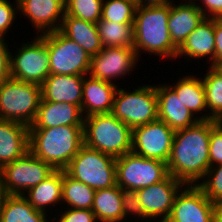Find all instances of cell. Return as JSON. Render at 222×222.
Listing matches in <instances>:
<instances>
[{
    "label": "cell",
    "instance_id": "1",
    "mask_svg": "<svg viewBox=\"0 0 222 222\" xmlns=\"http://www.w3.org/2000/svg\"><path fill=\"white\" fill-rule=\"evenodd\" d=\"M217 123L218 120L199 121L175 131L167 161L170 175L187 185H197L201 181L210 167V132Z\"/></svg>",
    "mask_w": 222,
    "mask_h": 222
},
{
    "label": "cell",
    "instance_id": "2",
    "mask_svg": "<svg viewBox=\"0 0 222 222\" xmlns=\"http://www.w3.org/2000/svg\"><path fill=\"white\" fill-rule=\"evenodd\" d=\"M169 15L170 4L137 6L133 23V47L138 57L141 56L143 51V53L160 56L159 58L162 57L163 59L167 58V60L176 59L178 48L170 37L168 28Z\"/></svg>",
    "mask_w": 222,
    "mask_h": 222
},
{
    "label": "cell",
    "instance_id": "3",
    "mask_svg": "<svg viewBox=\"0 0 222 222\" xmlns=\"http://www.w3.org/2000/svg\"><path fill=\"white\" fill-rule=\"evenodd\" d=\"M83 145V126L29 128V151L55 170H64Z\"/></svg>",
    "mask_w": 222,
    "mask_h": 222
},
{
    "label": "cell",
    "instance_id": "4",
    "mask_svg": "<svg viewBox=\"0 0 222 222\" xmlns=\"http://www.w3.org/2000/svg\"><path fill=\"white\" fill-rule=\"evenodd\" d=\"M84 145L118 158L131 151L132 129L112 113L84 117Z\"/></svg>",
    "mask_w": 222,
    "mask_h": 222
},
{
    "label": "cell",
    "instance_id": "5",
    "mask_svg": "<svg viewBox=\"0 0 222 222\" xmlns=\"http://www.w3.org/2000/svg\"><path fill=\"white\" fill-rule=\"evenodd\" d=\"M41 99V85L9 77L0 84V119L30 127Z\"/></svg>",
    "mask_w": 222,
    "mask_h": 222
},
{
    "label": "cell",
    "instance_id": "6",
    "mask_svg": "<svg viewBox=\"0 0 222 222\" xmlns=\"http://www.w3.org/2000/svg\"><path fill=\"white\" fill-rule=\"evenodd\" d=\"M64 171L94 190L108 189L116 183V158L83 145Z\"/></svg>",
    "mask_w": 222,
    "mask_h": 222
},
{
    "label": "cell",
    "instance_id": "7",
    "mask_svg": "<svg viewBox=\"0 0 222 222\" xmlns=\"http://www.w3.org/2000/svg\"><path fill=\"white\" fill-rule=\"evenodd\" d=\"M118 88L112 114L131 129L158 119V100L155 86L139 85L135 90Z\"/></svg>",
    "mask_w": 222,
    "mask_h": 222
},
{
    "label": "cell",
    "instance_id": "8",
    "mask_svg": "<svg viewBox=\"0 0 222 222\" xmlns=\"http://www.w3.org/2000/svg\"><path fill=\"white\" fill-rule=\"evenodd\" d=\"M15 53L10 52V77L41 85L50 75L46 33L21 44Z\"/></svg>",
    "mask_w": 222,
    "mask_h": 222
},
{
    "label": "cell",
    "instance_id": "9",
    "mask_svg": "<svg viewBox=\"0 0 222 222\" xmlns=\"http://www.w3.org/2000/svg\"><path fill=\"white\" fill-rule=\"evenodd\" d=\"M46 47L50 59V74H89L91 56L60 30L46 33Z\"/></svg>",
    "mask_w": 222,
    "mask_h": 222
},
{
    "label": "cell",
    "instance_id": "10",
    "mask_svg": "<svg viewBox=\"0 0 222 222\" xmlns=\"http://www.w3.org/2000/svg\"><path fill=\"white\" fill-rule=\"evenodd\" d=\"M167 163L130 151L116 158V183L120 188L138 190L161 182L167 176Z\"/></svg>",
    "mask_w": 222,
    "mask_h": 222
},
{
    "label": "cell",
    "instance_id": "11",
    "mask_svg": "<svg viewBox=\"0 0 222 222\" xmlns=\"http://www.w3.org/2000/svg\"><path fill=\"white\" fill-rule=\"evenodd\" d=\"M54 171L55 169L50 164L37 158L30 151L0 169L9 195H24Z\"/></svg>",
    "mask_w": 222,
    "mask_h": 222
},
{
    "label": "cell",
    "instance_id": "12",
    "mask_svg": "<svg viewBox=\"0 0 222 222\" xmlns=\"http://www.w3.org/2000/svg\"><path fill=\"white\" fill-rule=\"evenodd\" d=\"M175 131L159 119L132 129L131 151L167 163Z\"/></svg>",
    "mask_w": 222,
    "mask_h": 222
},
{
    "label": "cell",
    "instance_id": "13",
    "mask_svg": "<svg viewBox=\"0 0 222 222\" xmlns=\"http://www.w3.org/2000/svg\"><path fill=\"white\" fill-rule=\"evenodd\" d=\"M139 60L140 57L134 47H103L98 54L91 56L88 75L115 83L112 81L113 79L116 81L122 76H129L130 72H134Z\"/></svg>",
    "mask_w": 222,
    "mask_h": 222
},
{
    "label": "cell",
    "instance_id": "14",
    "mask_svg": "<svg viewBox=\"0 0 222 222\" xmlns=\"http://www.w3.org/2000/svg\"><path fill=\"white\" fill-rule=\"evenodd\" d=\"M184 186L182 181L169 174L161 182L136 190L144 215L150 222L151 219H161L157 222H165L172 210L176 194Z\"/></svg>",
    "mask_w": 222,
    "mask_h": 222
},
{
    "label": "cell",
    "instance_id": "15",
    "mask_svg": "<svg viewBox=\"0 0 222 222\" xmlns=\"http://www.w3.org/2000/svg\"><path fill=\"white\" fill-rule=\"evenodd\" d=\"M184 187L176 194L165 222H214L213 202L197 185L185 184Z\"/></svg>",
    "mask_w": 222,
    "mask_h": 222
},
{
    "label": "cell",
    "instance_id": "16",
    "mask_svg": "<svg viewBox=\"0 0 222 222\" xmlns=\"http://www.w3.org/2000/svg\"><path fill=\"white\" fill-rule=\"evenodd\" d=\"M18 12L30 20L39 36L60 30L65 15V1L18 0Z\"/></svg>",
    "mask_w": 222,
    "mask_h": 222
},
{
    "label": "cell",
    "instance_id": "17",
    "mask_svg": "<svg viewBox=\"0 0 222 222\" xmlns=\"http://www.w3.org/2000/svg\"><path fill=\"white\" fill-rule=\"evenodd\" d=\"M158 100V119L164 121L174 131L191 127L200 120L195 117L176 92L167 83L155 85Z\"/></svg>",
    "mask_w": 222,
    "mask_h": 222
},
{
    "label": "cell",
    "instance_id": "18",
    "mask_svg": "<svg viewBox=\"0 0 222 222\" xmlns=\"http://www.w3.org/2000/svg\"><path fill=\"white\" fill-rule=\"evenodd\" d=\"M118 87L116 83L85 75L81 103L83 116L111 113Z\"/></svg>",
    "mask_w": 222,
    "mask_h": 222
},
{
    "label": "cell",
    "instance_id": "19",
    "mask_svg": "<svg viewBox=\"0 0 222 222\" xmlns=\"http://www.w3.org/2000/svg\"><path fill=\"white\" fill-rule=\"evenodd\" d=\"M83 123L84 116L79 106L41 99L36 118L29 128L83 126Z\"/></svg>",
    "mask_w": 222,
    "mask_h": 222
},
{
    "label": "cell",
    "instance_id": "20",
    "mask_svg": "<svg viewBox=\"0 0 222 222\" xmlns=\"http://www.w3.org/2000/svg\"><path fill=\"white\" fill-rule=\"evenodd\" d=\"M178 5L170 4L168 28L171 40L179 48L189 34L196 29L206 18L198 8L196 1L184 0Z\"/></svg>",
    "mask_w": 222,
    "mask_h": 222
},
{
    "label": "cell",
    "instance_id": "21",
    "mask_svg": "<svg viewBox=\"0 0 222 222\" xmlns=\"http://www.w3.org/2000/svg\"><path fill=\"white\" fill-rule=\"evenodd\" d=\"M215 19L205 18L204 21L194 29L178 48L176 59L182 56L195 60L209 58L210 66L215 64ZM197 58V59H196Z\"/></svg>",
    "mask_w": 222,
    "mask_h": 222
},
{
    "label": "cell",
    "instance_id": "22",
    "mask_svg": "<svg viewBox=\"0 0 222 222\" xmlns=\"http://www.w3.org/2000/svg\"><path fill=\"white\" fill-rule=\"evenodd\" d=\"M84 76L50 74L41 84L42 100L67 102L81 108Z\"/></svg>",
    "mask_w": 222,
    "mask_h": 222
},
{
    "label": "cell",
    "instance_id": "23",
    "mask_svg": "<svg viewBox=\"0 0 222 222\" xmlns=\"http://www.w3.org/2000/svg\"><path fill=\"white\" fill-rule=\"evenodd\" d=\"M29 151V127L0 119V169Z\"/></svg>",
    "mask_w": 222,
    "mask_h": 222
},
{
    "label": "cell",
    "instance_id": "24",
    "mask_svg": "<svg viewBox=\"0 0 222 222\" xmlns=\"http://www.w3.org/2000/svg\"><path fill=\"white\" fill-rule=\"evenodd\" d=\"M183 102L184 106L196 116L200 121L209 120V113L206 106L204 83L201 78L193 75L181 77L173 85L167 83ZM207 112V113H202ZM196 114V115H195ZM203 114V115H202Z\"/></svg>",
    "mask_w": 222,
    "mask_h": 222
},
{
    "label": "cell",
    "instance_id": "25",
    "mask_svg": "<svg viewBox=\"0 0 222 222\" xmlns=\"http://www.w3.org/2000/svg\"><path fill=\"white\" fill-rule=\"evenodd\" d=\"M60 31L76 42L90 56L98 54L103 49L97 25L93 22L64 16Z\"/></svg>",
    "mask_w": 222,
    "mask_h": 222
},
{
    "label": "cell",
    "instance_id": "26",
    "mask_svg": "<svg viewBox=\"0 0 222 222\" xmlns=\"http://www.w3.org/2000/svg\"><path fill=\"white\" fill-rule=\"evenodd\" d=\"M62 182L63 170H55L37 186L30 188L23 196L34 209L47 213V207L50 210L51 206L54 208L55 205L62 203Z\"/></svg>",
    "mask_w": 222,
    "mask_h": 222
},
{
    "label": "cell",
    "instance_id": "27",
    "mask_svg": "<svg viewBox=\"0 0 222 222\" xmlns=\"http://www.w3.org/2000/svg\"><path fill=\"white\" fill-rule=\"evenodd\" d=\"M91 210L98 222H122L123 204L121 188L115 185L108 189L95 190Z\"/></svg>",
    "mask_w": 222,
    "mask_h": 222
},
{
    "label": "cell",
    "instance_id": "28",
    "mask_svg": "<svg viewBox=\"0 0 222 222\" xmlns=\"http://www.w3.org/2000/svg\"><path fill=\"white\" fill-rule=\"evenodd\" d=\"M48 215L34 209L23 195H9L0 214V222H49Z\"/></svg>",
    "mask_w": 222,
    "mask_h": 222
},
{
    "label": "cell",
    "instance_id": "29",
    "mask_svg": "<svg viewBox=\"0 0 222 222\" xmlns=\"http://www.w3.org/2000/svg\"><path fill=\"white\" fill-rule=\"evenodd\" d=\"M94 195V189L70 177L63 170L62 203H64L62 205L66 204L65 206L68 208L91 210Z\"/></svg>",
    "mask_w": 222,
    "mask_h": 222
},
{
    "label": "cell",
    "instance_id": "30",
    "mask_svg": "<svg viewBox=\"0 0 222 222\" xmlns=\"http://www.w3.org/2000/svg\"><path fill=\"white\" fill-rule=\"evenodd\" d=\"M96 25L103 47H133V23L99 20Z\"/></svg>",
    "mask_w": 222,
    "mask_h": 222
},
{
    "label": "cell",
    "instance_id": "31",
    "mask_svg": "<svg viewBox=\"0 0 222 222\" xmlns=\"http://www.w3.org/2000/svg\"><path fill=\"white\" fill-rule=\"evenodd\" d=\"M202 81L209 120H219L222 117V76L212 66H209Z\"/></svg>",
    "mask_w": 222,
    "mask_h": 222
},
{
    "label": "cell",
    "instance_id": "32",
    "mask_svg": "<svg viewBox=\"0 0 222 222\" xmlns=\"http://www.w3.org/2000/svg\"><path fill=\"white\" fill-rule=\"evenodd\" d=\"M137 6L133 0H103L100 20L134 23Z\"/></svg>",
    "mask_w": 222,
    "mask_h": 222
},
{
    "label": "cell",
    "instance_id": "33",
    "mask_svg": "<svg viewBox=\"0 0 222 222\" xmlns=\"http://www.w3.org/2000/svg\"><path fill=\"white\" fill-rule=\"evenodd\" d=\"M103 0H66L65 15L97 23L101 19Z\"/></svg>",
    "mask_w": 222,
    "mask_h": 222
},
{
    "label": "cell",
    "instance_id": "34",
    "mask_svg": "<svg viewBox=\"0 0 222 222\" xmlns=\"http://www.w3.org/2000/svg\"><path fill=\"white\" fill-rule=\"evenodd\" d=\"M201 180L197 186L211 202L222 200V164L209 167Z\"/></svg>",
    "mask_w": 222,
    "mask_h": 222
},
{
    "label": "cell",
    "instance_id": "35",
    "mask_svg": "<svg viewBox=\"0 0 222 222\" xmlns=\"http://www.w3.org/2000/svg\"><path fill=\"white\" fill-rule=\"evenodd\" d=\"M121 197L123 204V221L127 220V217L131 218L132 215H134L135 218L145 220L147 222L148 218L144 215L142 205L140 204L139 197L135 189L121 188Z\"/></svg>",
    "mask_w": 222,
    "mask_h": 222
},
{
    "label": "cell",
    "instance_id": "36",
    "mask_svg": "<svg viewBox=\"0 0 222 222\" xmlns=\"http://www.w3.org/2000/svg\"><path fill=\"white\" fill-rule=\"evenodd\" d=\"M16 3V5H15ZM11 4L10 0H0V36L5 37L8 29L15 22L18 11V0ZM17 10V11H16Z\"/></svg>",
    "mask_w": 222,
    "mask_h": 222
},
{
    "label": "cell",
    "instance_id": "37",
    "mask_svg": "<svg viewBox=\"0 0 222 222\" xmlns=\"http://www.w3.org/2000/svg\"><path fill=\"white\" fill-rule=\"evenodd\" d=\"M209 159L210 167L222 164V124L219 122L210 132Z\"/></svg>",
    "mask_w": 222,
    "mask_h": 222
},
{
    "label": "cell",
    "instance_id": "38",
    "mask_svg": "<svg viewBox=\"0 0 222 222\" xmlns=\"http://www.w3.org/2000/svg\"><path fill=\"white\" fill-rule=\"evenodd\" d=\"M62 209L61 206L59 219L55 216L50 218H53V221L56 220V222H98L92 210L65 207L66 210L63 212Z\"/></svg>",
    "mask_w": 222,
    "mask_h": 222
},
{
    "label": "cell",
    "instance_id": "39",
    "mask_svg": "<svg viewBox=\"0 0 222 222\" xmlns=\"http://www.w3.org/2000/svg\"><path fill=\"white\" fill-rule=\"evenodd\" d=\"M5 37L0 36V84L10 77V48Z\"/></svg>",
    "mask_w": 222,
    "mask_h": 222
},
{
    "label": "cell",
    "instance_id": "40",
    "mask_svg": "<svg viewBox=\"0 0 222 222\" xmlns=\"http://www.w3.org/2000/svg\"><path fill=\"white\" fill-rule=\"evenodd\" d=\"M198 1H200L202 5L198 3L197 6L203 12L206 18L222 19V0H198Z\"/></svg>",
    "mask_w": 222,
    "mask_h": 222
},
{
    "label": "cell",
    "instance_id": "41",
    "mask_svg": "<svg viewBox=\"0 0 222 222\" xmlns=\"http://www.w3.org/2000/svg\"><path fill=\"white\" fill-rule=\"evenodd\" d=\"M215 63L222 62V19H215Z\"/></svg>",
    "mask_w": 222,
    "mask_h": 222
},
{
    "label": "cell",
    "instance_id": "42",
    "mask_svg": "<svg viewBox=\"0 0 222 222\" xmlns=\"http://www.w3.org/2000/svg\"><path fill=\"white\" fill-rule=\"evenodd\" d=\"M173 0H137L138 6H157L171 4Z\"/></svg>",
    "mask_w": 222,
    "mask_h": 222
},
{
    "label": "cell",
    "instance_id": "43",
    "mask_svg": "<svg viewBox=\"0 0 222 222\" xmlns=\"http://www.w3.org/2000/svg\"><path fill=\"white\" fill-rule=\"evenodd\" d=\"M8 196H9V194L6 190V187H5L4 182H3V177L0 173V214L3 210L4 203H5Z\"/></svg>",
    "mask_w": 222,
    "mask_h": 222
},
{
    "label": "cell",
    "instance_id": "44",
    "mask_svg": "<svg viewBox=\"0 0 222 222\" xmlns=\"http://www.w3.org/2000/svg\"><path fill=\"white\" fill-rule=\"evenodd\" d=\"M214 222H222V200L213 203Z\"/></svg>",
    "mask_w": 222,
    "mask_h": 222
},
{
    "label": "cell",
    "instance_id": "45",
    "mask_svg": "<svg viewBox=\"0 0 222 222\" xmlns=\"http://www.w3.org/2000/svg\"><path fill=\"white\" fill-rule=\"evenodd\" d=\"M212 67L222 76V62L215 63Z\"/></svg>",
    "mask_w": 222,
    "mask_h": 222
},
{
    "label": "cell",
    "instance_id": "46",
    "mask_svg": "<svg viewBox=\"0 0 222 222\" xmlns=\"http://www.w3.org/2000/svg\"><path fill=\"white\" fill-rule=\"evenodd\" d=\"M218 122L222 124V117L218 120Z\"/></svg>",
    "mask_w": 222,
    "mask_h": 222
}]
</instances>
